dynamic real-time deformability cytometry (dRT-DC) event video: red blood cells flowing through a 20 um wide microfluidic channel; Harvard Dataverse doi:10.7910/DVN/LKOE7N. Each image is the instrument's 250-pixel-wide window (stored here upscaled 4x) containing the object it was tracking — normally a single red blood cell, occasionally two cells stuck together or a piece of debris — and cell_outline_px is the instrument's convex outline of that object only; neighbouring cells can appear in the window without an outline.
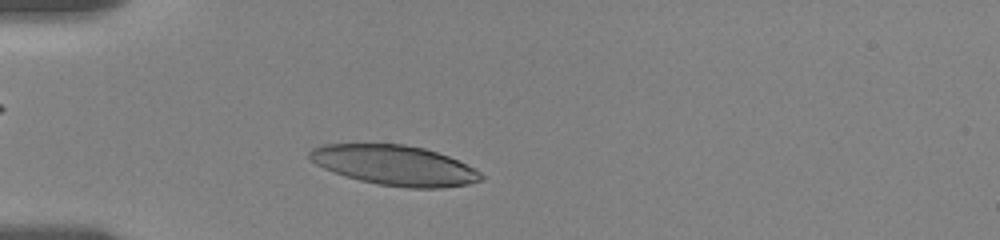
{"species": "human", "species_latin": "Homo sapiens", "temperature_condition": "room temperature", "stored_images_in_passage": 5, "camera_frame_rate_fps": 3000, "um_per_image_px": 0.085, "donor": {"sex": "female"}, "frame": {"image": 1, "passage_image": 3, "time_ms": 1.333, "image_size_px": [1000, 240], "cell_outline_px": [[484, 180], [468, 184], [440, 188], [408, 188], [380, 184], [360, 180], [344, 176], [324, 168], [316, 164], [308, 156], [308, 152], [312, 148], [324, 144], [404, 144], [424, 148], [448, 156], [476, 168], [484, 176]], "centroid_in_image_um": [33.57, 14.05], "position_along_channel_um": 51.4, "area_um2": 39.94}}
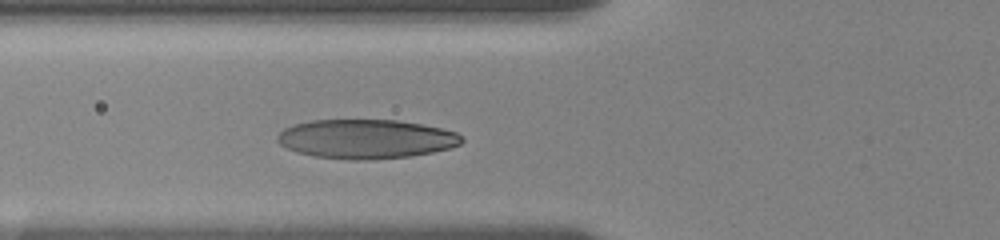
{"frame": {"image": 2, "passage_image": 5, "time_ms": 3.0, "image_size_px": [1000, 240], "cell_outline_px": [[464, 140], [460, 144], [448, 148], [432, 152], [412, 156], [372, 160], [356, 160], [316, 156], [296, 152], [280, 144], [276, 140], [276, 136], [284, 128], [292, 124], [312, 120], [396, 120], [420, 124], [440, 128], [456, 132]], "centroid_in_image_um": [31.08, 11.81], "position_along_channel_um": 94.7, "area_um2": 42.02}}